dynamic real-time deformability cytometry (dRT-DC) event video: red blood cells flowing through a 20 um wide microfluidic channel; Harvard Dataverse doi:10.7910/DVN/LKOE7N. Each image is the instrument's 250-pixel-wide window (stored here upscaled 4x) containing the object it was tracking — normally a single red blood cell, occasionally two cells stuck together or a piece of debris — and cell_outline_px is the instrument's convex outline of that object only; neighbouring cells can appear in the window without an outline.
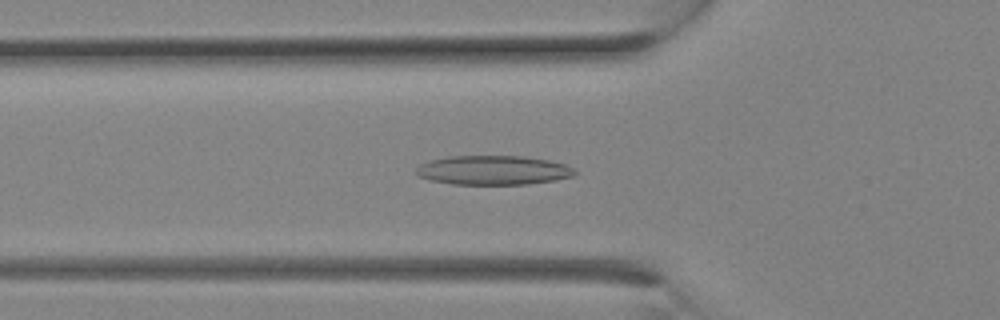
{"species": "Egyptian fruit bat (a non-hibernating species)", "species_latin": "Rousettus aegyptiacus", "temperature_condition": "room temperature", "stored_images_in_passage": 21, "camera_frame_rate_fps": 3000, "um_per_image_px": 0.085, "animal": {"sex": "female"}, "frame": {"image": 1, "passage_image": 3, "time_ms": 0.667, "image_size_px": [1000, 320], "cell_outline_px": [[576, 172], [572, 176], [556, 180], [528, 184], [452, 184], [428, 180], [416, 176], [416, 168], [420, 164], [428, 160], [448, 156], [524, 156], [548, 160], [564, 164], [572, 168]], "centroid_in_image_um": [41.86, 14.46], "position_along_channel_um": 83.9, "area_um2": 27.17}}
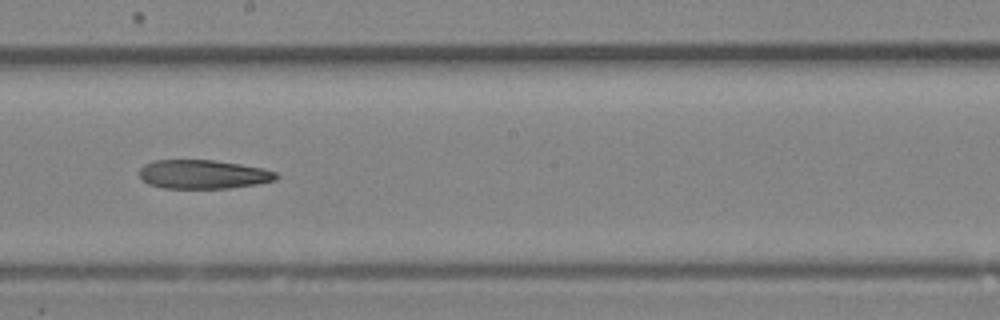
{"frame": {"image": 2, "passage_image": 9, "time_ms": 2.667, "image_size_px": [1000, 320], "cell_outline_px": [[280, 176], [276, 180], [256, 184], [228, 188], [164, 188], [148, 184], [140, 176], [140, 168], [144, 164], [152, 160], [212, 160], [240, 164], [260, 168], [276, 172]], "centroid_in_image_um": [17.26, 14.81], "position_along_channel_um": 230.9, "area_um2": 22.95}}
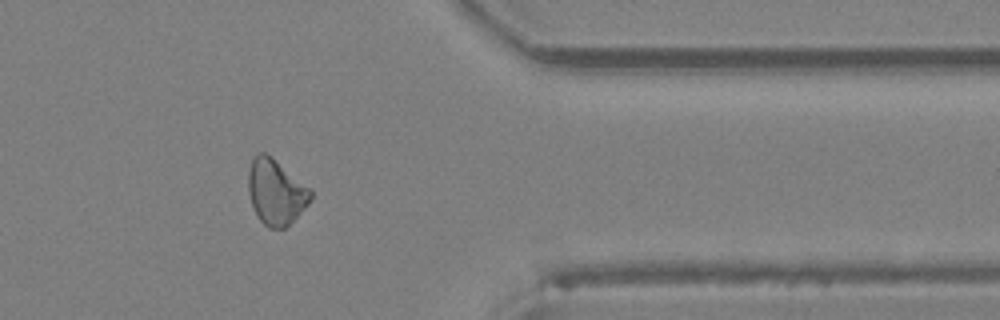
{"frame": {"image": 3, "passage_image": 16, "time_ms": 5.0, "image_size_px": [1000, 320], "cell_outline_px": [[312, 196], [308, 204], [284, 228], [268, 228], [260, 220], [252, 204], [248, 192], [248, 172], [252, 160], [256, 152], [264, 152], [272, 156], [312, 188]], "centroid_in_image_um": [23.46, 16.27], "position_along_channel_um": 387.9, "area_um2": 23.81}}